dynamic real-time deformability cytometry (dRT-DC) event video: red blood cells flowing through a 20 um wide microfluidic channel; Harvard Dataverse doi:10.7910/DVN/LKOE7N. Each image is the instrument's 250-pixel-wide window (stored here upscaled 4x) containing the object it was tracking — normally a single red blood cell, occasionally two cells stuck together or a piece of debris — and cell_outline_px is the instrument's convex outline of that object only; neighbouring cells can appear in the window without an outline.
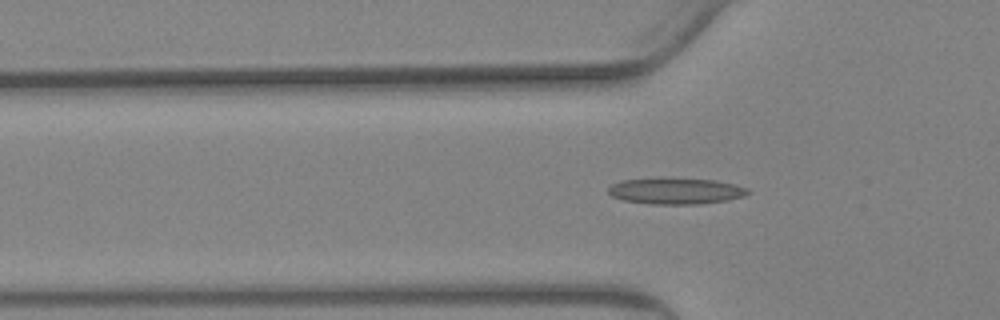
{"species": "Egyptian fruit bat (a non-hibernating species)", "species_latin": "Rousettus aegyptiacus", "temperature_condition": "warm", "stored_images_in_passage": 59, "camera_frame_rate_fps": 3000, "um_per_image_px": 0.085, "animal": {"sex": "female"}, "frame": {"image": 1, "passage_image": 20, "time_ms": 6.333, "image_size_px": [1000, 320], "cell_outline_px": [[748, 192], [744, 196], [728, 200], [700, 204], [648, 204], [624, 200], [612, 196], [608, 192], [608, 188], [612, 184], [620, 180], [660, 176], [668, 176], [716, 180], [748, 188]], "centroid_in_image_um": [57.39, 16.2], "position_along_channel_um": 68.4, "area_um2": 22.02}}
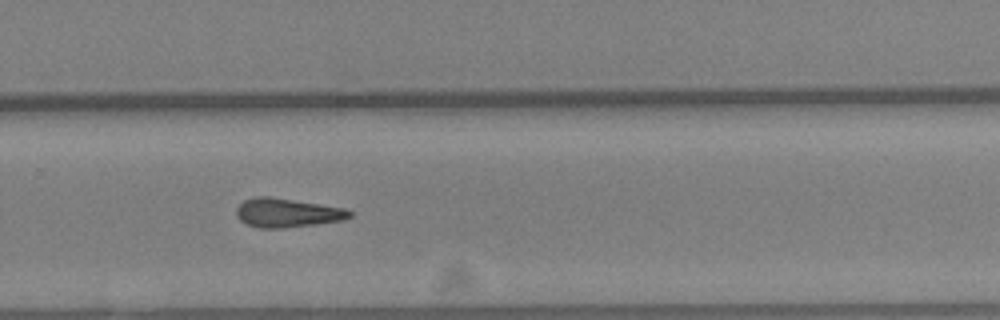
{"frame": {"image": 2, "passage_image": 40, "time_ms": 13.0, "image_size_px": [1000, 320], "cell_outline_px": [[352, 216], [344, 220], [284, 228], [260, 228], [248, 224], [240, 220], [236, 216], [236, 208], [244, 200], [256, 196], [268, 196], [320, 204], [344, 208], [352, 212]], "centroid_in_image_um": [24.39, 18.09], "position_along_channel_um": 305.4, "area_um2": 19.02}}
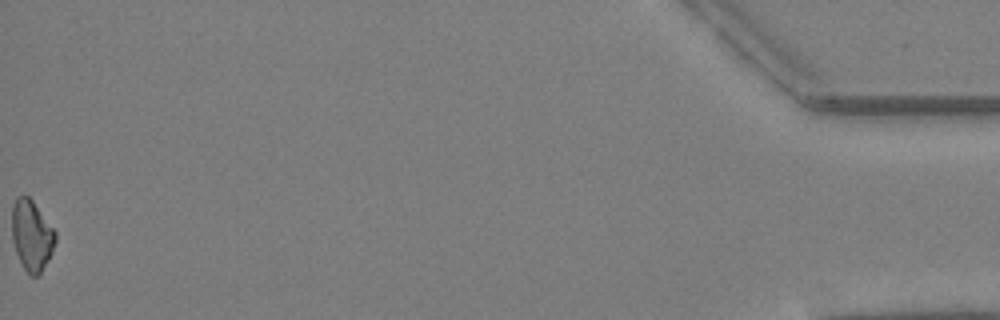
{"frame": {"image": 3, "passage_image": 59, "time_ms": 19.333, "image_size_px": [1000, 320], "cell_outline_px": [[56, 240], [52, 252], [48, 260], [40, 272], [36, 276], [32, 276], [24, 268], [16, 252], [12, 240], [12, 204], [16, 196], [24, 192], [32, 200], [56, 232]], "centroid_in_image_um": [2.67, 19.95], "position_along_channel_um": 432.5, "area_um2": 17.86}}